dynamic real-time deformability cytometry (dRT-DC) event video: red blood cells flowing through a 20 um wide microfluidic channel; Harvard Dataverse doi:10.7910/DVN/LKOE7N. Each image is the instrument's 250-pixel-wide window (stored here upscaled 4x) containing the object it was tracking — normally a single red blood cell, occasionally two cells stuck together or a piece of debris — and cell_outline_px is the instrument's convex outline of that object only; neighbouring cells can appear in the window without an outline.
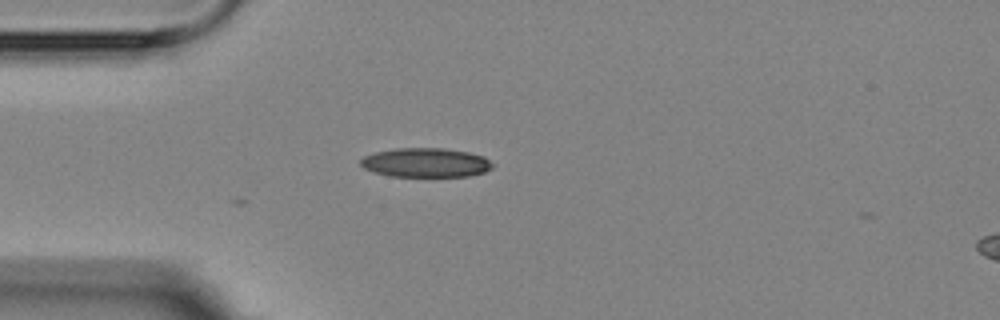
{"species": "Egyptian fruit bat (a non-hibernating species)", "species_latin": "Rousettus aegyptiacus", "temperature_condition": "room temperature", "stored_images_in_passage": 13, "camera_frame_rate_fps": 3000, "um_per_image_px": 0.085, "animal": {"sex": "female"}, "frame": {"image": 1, "passage_image": 1, "time_ms": 0.0, "image_size_px": [1000, 320], "cell_outline_px": [[496, 164], [492, 168], [484, 172], [468, 176], [388, 176], [372, 172], [364, 168], [360, 164], [360, 160], [364, 156], [376, 152], [396, 148], [444, 148], [468, 152], [484, 156]], "centroid_in_image_um": [36.2, 13.82], "position_along_channel_um": 48.8, "area_um2": 22.6}}
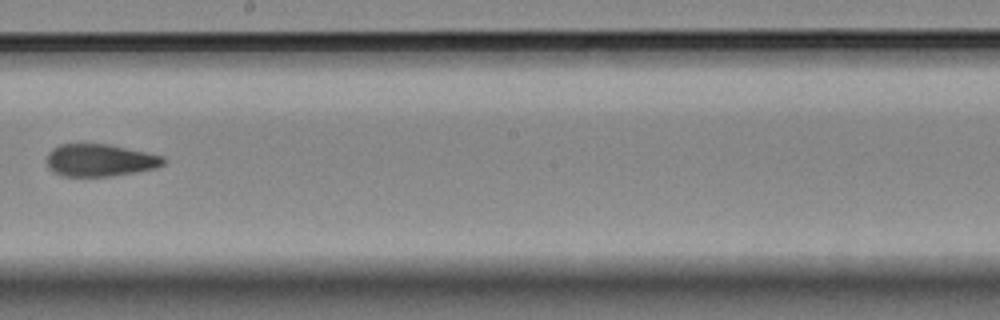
{"frame": {"image": 2, "passage_image": 6, "time_ms": 5.667, "image_size_px": [1000, 320], "cell_outline_px": [[168, 160], [164, 164], [156, 168], [112, 176], [60, 176], [52, 172], [48, 168], [48, 152], [52, 148], [60, 144], [108, 144], [164, 156]], "centroid_in_image_um": [8.5, 13.62], "position_along_channel_um": 239.7, "area_um2": 22.08}}
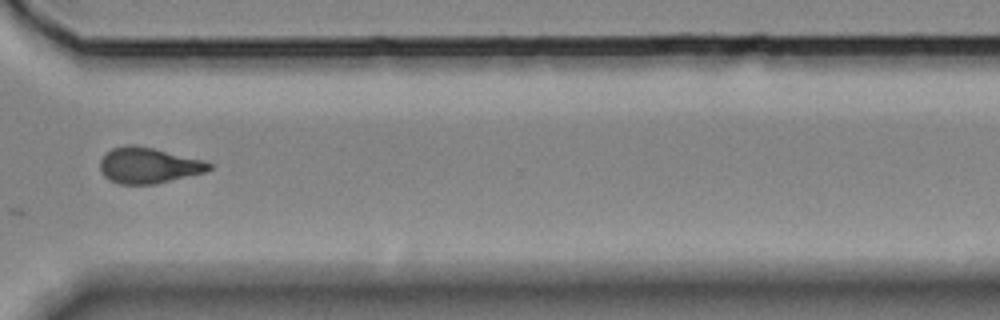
{"frame": {"image": 3, "passage_image": 9, "time_ms": 9.0, "image_size_px": [1000, 320], "cell_outline_px": [[212, 168], [204, 172], [156, 184], [120, 184], [108, 180], [104, 176], [100, 168], [100, 160], [112, 148], [128, 144], [136, 144], [200, 160], [212, 164]], "centroid_in_image_um": [12.57, 14.07], "position_along_channel_um": 358.0, "area_um2": 22.43}, "authors_computed_cell_mechanics": {"area_um2": 22.253, "velocity_mm_per_s": 3.5622, "shape_relaxation_time_tau1_ms": null, "shape_relaxation_time_tau2_ms": 3.275, "deformation_change_tau1": null, "deformation_change_tau2": 0.0989}}